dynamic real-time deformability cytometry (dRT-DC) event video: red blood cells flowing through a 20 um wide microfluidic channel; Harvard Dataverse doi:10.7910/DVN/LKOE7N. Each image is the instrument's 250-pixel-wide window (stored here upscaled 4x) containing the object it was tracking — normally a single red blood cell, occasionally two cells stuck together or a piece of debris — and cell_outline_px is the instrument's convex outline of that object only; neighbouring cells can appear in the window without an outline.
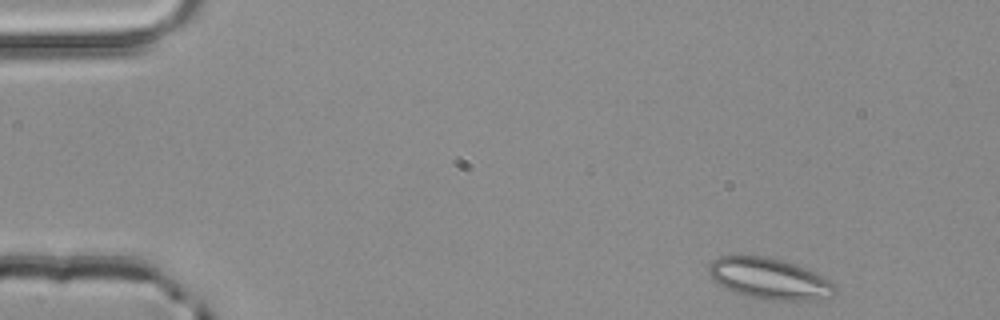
{"species": "common noctule bat (a hibernating species)", "species_latin": "Nyctalus noctula", "temperature_condition": "room temperature", "stored_images_in_passage": 3, "camera_frame_rate_fps": 3000, "um_per_image_px": 0.085, "animal": {"sex": "male", "body_mass_g": 20.4}, "frame": {"image": 1, "passage_image": 1, "time_ms": 0.0, "image_size_px": [1000, 320], "cell_outline_px": [[836, 292], [832, 296], [816, 300], [764, 300], [748, 296], [724, 288], [712, 280], [708, 272], [708, 264], [712, 260], [720, 256], [772, 256], [796, 264], [816, 272], [824, 276], [836, 284]], "centroid_in_image_um": [65.42, 23.68], "position_along_channel_um": 19.6, "area_um2": 30.75}}
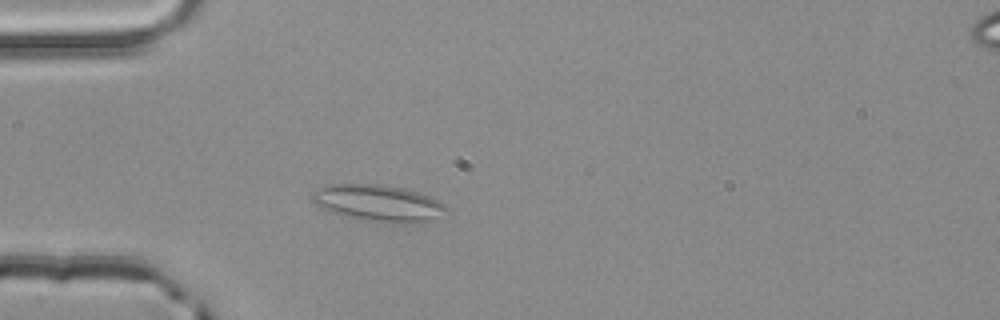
{"frame": {"image": 2, "passage_image": 3, "time_ms": 0.667, "image_size_px": [1000, 320], "cell_outline_px": [[448, 208], [424, 224], [380, 220], [340, 216], [316, 204], [312, 200], [312, 192], [328, 184], [380, 184], [404, 188], [440, 200]], "centroid_in_image_um": [32.14, 17.24], "position_along_channel_um": 52.9, "area_um2": 27.92}}